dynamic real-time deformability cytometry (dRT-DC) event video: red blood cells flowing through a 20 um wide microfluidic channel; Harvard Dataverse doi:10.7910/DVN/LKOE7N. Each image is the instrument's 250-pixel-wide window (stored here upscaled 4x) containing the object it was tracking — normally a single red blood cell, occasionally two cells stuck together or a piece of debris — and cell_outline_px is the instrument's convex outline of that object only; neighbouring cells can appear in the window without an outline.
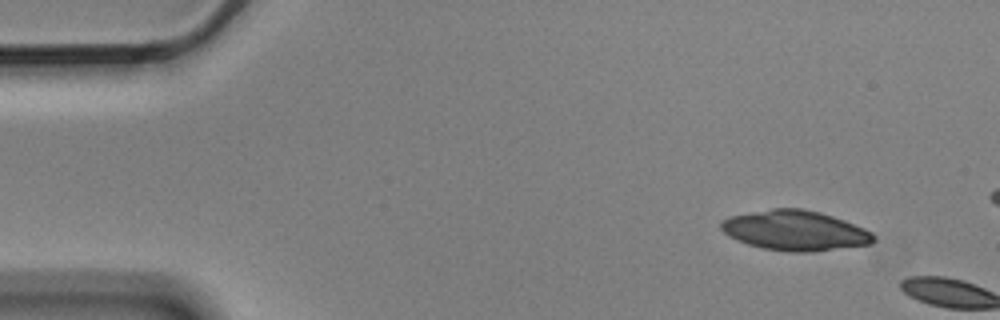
{"species": "Egyptian fruit bat (a non-hibernating species)", "species_latin": "Rousettus aegyptiacus", "temperature_condition": "cold", "stored_images_in_passage": 2, "camera_frame_rate_fps": 3000, "um_per_image_px": 0.085, "animal": {"sex": "male"}, "frame": {"image": 1, "passage_image": 1, "time_ms": 0.0, "image_size_px": [1000, 320], "cell_outline_px": [[876, 240], [872, 244], [812, 252], [788, 252], [764, 248], [748, 244], [728, 236], [720, 228], [720, 224], [728, 216], [772, 208], [804, 208], [820, 212], [844, 220], [864, 228], [872, 232], [876, 236]], "centroid_in_image_um": [67.6, 19.59], "position_along_channel_um": 17.4, "area_um2": 35.72}}